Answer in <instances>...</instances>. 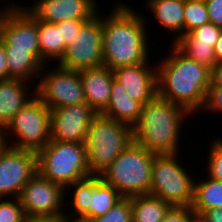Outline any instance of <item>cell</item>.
<instances>
[{
	"label": "cell",
	"mask_w": 222,
	"mask_h": 222,
	"mask_svg": "<svg viewBox=\"0 0 222 222\" xmlns=\"http://www.w3.org/2000/svg\"><path fill=\"white\" fill-rule=\"evenodd\" d=\"M112 7L109 14L102 12L103 66L114 70L122 66L153 62V58L150 59V52H153L151 47L154 45L151 40L153 34L148 31V21L150 23L153 20L128 6L126 1H116Z\"/></svg>",
	"instance_id": "1"
},
{
	"label": "cell",
	"mask_w": 222,
	"mask_h": 222,
	"mask_svg": "<svg viewBox=\"0 0 222 222\" xmlns=\"http://www.w3.org/2000/svg\"><path fill=\"white\" fill-rule=\"evenodd\" d=\"M167 48L168 52L156 61L158 96L184 107L192 115H199L210 85V70L173 43Z\"/></svg>",
	"instance_id": "2"
},
{
	"label": "cell",
	"mask_w": 222,
	"mask_h": 222,
	"mask_svg": "<svg viewBox=\"0 0 222 222\" xmlns=\"http://www.w3.org/2000/svg\"><path fill=\"white\" fill-rule=\"evenodd\" d=\"M189 117L194 116L184 107L157 95L142 106L139 120L133 126V142L156 155L182 153L181 137L185 134L184 126L190 123Z\"/></svg>",
	"instance_id": "3"
},
{
	"label": "cell",
	"mask_w": 222,
	"mask_h": 222,
	"mask_svg": "<svg viewBox=\"0 0 222 222\" xmlns=\"http://www.w3.org/2000/svg\"><path fill=\"white\" fill-rule=\"evenodd\" d=\"M132 142V126L97 114L91 121L84 142L90 175L104 173Z\"/></svg>",
	"instance_id": "4"
},
{
	"label": "cell",
	"mask_w": 222,
	"mask_h": 222,
	"mask_svg": "<svg viewBox=\"0 0 222 222\" xmlns=\"http://www.w3.org/2000/svg\"><path fill=\"white\" fill-rule=\"evenodd\" d=\"M36 154L38 173L64 189L91 176L84 143L49 141Z\"/></svg>",
	"instance_id": "5"
},
{
	"label": "cell",
	"mask_w": 222,
	"mask_h": 222,
	"mask_svg": "<svg viewBox=\"0 0 222 222\" xmlns=\"http://www.w3.org/2000/svg\"><path fill=\"white\" fill-rule=\"evenodd\" d=\"M155 155L132 142L100 176L123 197L149 194Z\"/></svg>",
	"instance_id": "6"
},
{
	"label": "cell",
	"mask_w": 222,
	"mask_h": 222,
	"mask_svg": "<svg viewBox=\"0 0 222 222\" xmlns=\"http://www.w3.org/2000/svg\"><path fill=\"white\" fill-rule=\"evenodd\" d=\"M180 155L181 153L154 156L149 194L171 206H191L196 174L192 175L193 168L192 172L188 171V164L184 167L185 154Z\"/></svg>",
	"instance_id": "7"
},
{
	"label": "cell",
	"mask_w": 222,
	"mask_h": 222,
	"mask_svg": "<svg viewBox=\"0 0 222 222\" xmlns=\"http://www.w3.org/2000/svg\"><path fill=\"white\" fill-rule=\"evenodd\" d=\"M1 133L8 146L37 153L50 141V109L35 96Z\"/></svg>",
	"instance_id": "8"
},
{
	"label": "cell",
	"mask_w": 222,
	"mask_h": 222,
	"mask_svg": "<svg viewBox=\"0 0 222 222\" xmlns=\"http://www.w3.org/2000/svg\"><path fill=\"white\" fill-rule=\"evenodd\" d=\"M45 64L36 84V96L51 110L86 103L79 71ZM56 66V67H55Z\"/></svg>",
	"instance_id": "9"
},
{
	"label": "cell",
	"mask_w": 222,
	"mask_h": 222,
	"mask_svg": "<svg viewBox=\"0 0 222 222\" xmlns=\"http://www.w3.org/2000/svg\"><path fill=\"white\" fill-rule=\"evenodd\" d=\"M102 11L86 21L66 47L58 66L74 71L103 66Z\"/></svg>",
	"instance_id": "10"
},
{
	"label": "cell",
	"mask_w": 222,
	"mask_h": 222,
	"mask_svg": "<svg viewBox=\"0 0 222 222\" xmlns=\"http://www.w3.org/2000/svg\"><path fill=\"white\" fill-rule=\"evenodd\" d=\"M21 3L6 7L0 18V39L4 46L28 50L40 61L38 20Z\"/></svg>",
	"instance_id": "11"
},
{
	"label": "cell",
	"mask_w": 222,
	"mask_h": 222,
	"mask_svg": "<svg viewBox=\"0 0 222 222\" xmlns=\"http://www.w3.org/2000/svg\"><path fill=\"white\" fill-rule=\"evenodd\" d=\"M37 172L36 152L7 146L0 155V198H18Z\"/></svg>",
	"instance_id": "12"
},
{
	"label": "cell",
	"mask_w": 222,
	"mask_h": 222,
	"mask_svg": "<svg viewBox=\"0 0 222 222\" xmlns=\"http://www.w3.org/2000/svg\"><path fill=\"white\" fill-rule=\"evenodd\" d=\"M28 218L65 212V189L42 177L38 172L24 185L19 195Z\"/></svg>",
	"instance_id": "13"
},
{
	"label": "cell",
	"mask_w": 222,
	"mask_h": 222,
	"mask_svg": "<svg viewBox=\"0 0 222 222\" xmlns=\"http://www.w3.org/2000/svg\"><path fill=\"white\" fill-rule=\"evenodd\" d=\"M98 113L87 103L50 110V141L84 143L91 121Z\"/></svg>",
	"instance_id": "14"
},
{
	"label": "cell",
	"mask_w": 222,
	"mask_h": 222,
	"mask_svg": "<svg viewBox=\"0 0 222 222\" xmlns=\"http://www.w3.org/2000/svg\"><path fill=\"white\" fill-rule=\"evenodd\" d=\"M24 7L39 21L59 23L67 20H90L99 8L100 0H33Z\"/></svg>",
	"instance_id": "15"
},
{
	"label": "cell",
	"mask_w": 222,
	"mask_h": 222,
	"mask_svg": "<svg viewBox=\"0 0 222 222\" xmlns=\"http://www.w3.org/2000/svg\"><path fill=\"white\" fill-rule=\"evenodd\" d=\"M154 63L144 62L112 70L114 78L122 84L128 97L142 105L158 95L156 61Z\"/></svg>",
	"instance_id": "16"
},
{
	"label": "cell",
	"mask_w": 222,
	"mask_h": 222,
	"mask_svg": "<svg viewBox=\"0 0 222 222\" xmlns=\"http://www.w3.org/2000/svg\"><path fill=\"white\" fill-rule=\"evenodd\" d=\"M35 96L36 86L29 81L16 78L0 80V131Z\"/></svg>",
	"instance_id": "17"
},
{
	"label": "cell",
	"mask_w": 222,
	"mask_h": 222,
	"mask_svg": "<svg viewBox=\"0 0 222 222\" xmlns=\"http://www.w3.org/2000/svg\"><path fill=\"white\" fill-rule=\"evenodd\" d=\"M84 90L86 103L98 114H101L107 107L114 74L107 67L101 66L79 71Z\"/></svg>",
	"instance_id": "18"
},
{
	"label": "cell",
	"mask_w": 222,
	"mask_h": 222,
	"mask_svg": "<svg viewBox=\"0 0 222 222\" xmlns=\"http://www.w3.org/2000/svg\"><path fill=\"white\" fill-rule=\"evenodd\" d=\"M145 13L149 12L156 20L150 25L154 29V23L159 24L160 30H165L174 35L169 41L175 42L181 35H184V2L180 0H145L144 1ZM146 9V10H145Z\"/></svg>",
	"instance_id": "19"
},
{
	"label": "cell",
	"mask_w": 222,
	"mask_h": 222,
	"mask_svg": "<svg viewBox=\"0 0 222 222\" xmlns=\"http://www.w3.org/2000/svg\"><path fill=\"white\" fill-rule=\"evenodd\" d=\"M142 106L129 98L122 84L113 78L110 100L101 114L133 127L139 120Z\"/></svg>",
	"instance_id": "20"
},
{
	"label": "cell",
	"mask_w": 222,
	"mask_h": 222,
	"mask_svg": "<svg viewBox=\"0 0 222 222\" xmlns=\"http://www.w3.org/2000/svg\"><path fill=\"white\" fill-rule=\"evenodd\" d=\"M9 79L16 78L37 84L43 64L28 50L12 49V46H4Z\"/></svg>",
	"instance_id": "21"
},
{
	"label": "cell",
	"mask_w": 222,
	"mask_h": 222,
	"mask_svg": "<svg viewBox=\"0 0 222 222\" xmlns=\"http://www.w3.org/2000/svg\"><path fill=\"white\" fill-rule=\"evenodd\" d=\"M122 198L123 196L101 176H95V187L89 195L88 209L75 222H85L104 215Z\"/></svg>",
	"instance_id": "22"
},
{
	"label": "cell",
	"mask_w": 222,
	"mask_h": 222,
	"mask_svg": "<svg viewBox=\"0 0 222 222\" xmlns=\"http://www.w3.org/2000/svg\"><path fill=\"white\" fill-rule=\"evenodd\" d=\"M197 174L194 184L193 201L191 203L193 211L203 214L210 209L222 208V182L213 180L206 175L202 179L199 173Z\"/></svg>",
	"instance_id": "23"
},
{
	"label": "cell",
	"mask_w": 222,
	"mask_h": 222,
	"mask_svg": "<svg viewBox=\"0 0 222 222\" xmlns=\"http://www.w3.org/2000/svg\"><path fill=\"white\" fill-rule=\"evenodd\" d=\"M38 42L40 62L43 65H52V62L56 64L61 60L63 57V41H61L60 29L55 23L38 20Z\"/></svg>",
	"instance_id": "24"
},
{
	"label": "cell",
	"mask_w": 222,
	"mask_h": 222,
	"mask_svg": "<svg viewBox=\"0 0 222 222\" xmlns=\"http://www.w3.org/2000/svg\"><path fill=\"white\" fill-rule=\"evenodd\" d=\"M170 207L150 194L131 196L132 222H161Z\"/></svg>",
	"instance_id": "25"
},
{
	"label": "cell",
	"mask_w": 222,
	"mask_h": 222,
	"mask_svg": "<svg viewBox=\"0 0 222 222\" xmlns=\"http://www.w3.org/2000/svg\"><path fill=\"white\" fill-rule=\"evenodd\" d=\"M94 187L95 175H91L87 178L72 183L65 189V209H69V211L68 209L65 211L72 221H76L88 209L89 195L92 194ZM68 189H72V192ZM67 195L71 197H67Z\"/></svg>",
	"instance_id": "26"
},
{
	"label": "cell",
	"mask_w": 222,
	"mask_h": 222,
	"mask_svg": "<svg viewBox=\"0 0 222 222\" xmlns=\"http://www.w3.org/2000/svg\"><path fill=\"white\" fill-rule=\"evenodd\" d=\"M186 56L211 70L216 64L214 46L198 42H173Z\"/></svg>",
	"instance_id": "27"
},
{
	"label": "cell",
	"mask_w": 222,
	"mask_h": 222,
	"mask_svg": "<svg viewBox=\"0 0 222 222\" xmlns=\"http://www.w3.org/2000/svg\"><path fill=\"white\" fill-rule=\"evenodd\" d=\"M206 146H210L205 152L207 160L205 161L204 167L206 176L213 180L222 182V137L214 136L213 139ZM208 153V154H207Z\"/></svg>",
	"instance_id": "28"
},
{
	"label": "cell",
	"mask_w": 222,
	"mask_h": 222,
	"mask_svg": "<svg viewBox=\"0 0 222 222\" xmlns=\"http://www.w3.org/2000/svg\"><path fill=\"white\" fill-rule=\"evenodd\" d=\"M209 22L206 3L189 0L184 2V35Z\"/></svg>",
	"instance_id": "29"
},
{
	"label": "cell",
	"mask_w": 222,
	"mask_h": 222,
	"mask_svg": "<svg viewBox=\"0 0 222 222\" xmlns=\"http://www.w3.org/2000/svg\"><path fill=\"white\" fill-rule=\"evenodd\" d=\"M221 31V27L215 26L213 23L209 22L195 28L185 35H181L175 42H198L212 44L214 46L219 39Z\"/></svg>",
	"instance_id": "30"
},
{
	"label": "cell",
	"mask_w": 222,
	"mask_h": 222,
	"mask_svg": "<svg viewBox=\"0 0 222 222\" xmlns=\"http://www.w3.org/2000/svg\"><path fill=\"white\" fill-rule=\"evenodd\" d=\"M85 222H132L131 197H123L104 215Z\"/></svg>",
	"instance_id": "31"
},
{
	"label": "cell",
	"mask_w": 222,
	"mask_h": 222,
	"mask_svg": "<svg viewBox=\"0 0 222 222\" xmlns=\"http://www.w3.org/2000/svg\"><path fill=\"white\" fill-rule=\"evenodd\" d=\"M0 222H27L19 198H0Z\"/></svg>",
	"instance_id": "32"
},
{
	"label": "cell",
	"mask_w": 222,
	"mask_h": 222,
	"mask_svg": "<svg viewBox=\"0 0 222 222\" xmlns=\"http://www.w3.org/2000/svg\"><path fill=\"white\" fill-rule=\"evenodd\" d=\"M200 115L207 113L219 115L222 117V87L209 85L205 97V102L202 109L199 111ZM221 114V115H220Z\"/></svg>",
	"instance_id": "33"
},
{
	"label": "cell",
	"mask_w": 222,
	"mask_h": 222,
	"mask_svg": "<svg viewBox=\"0 0 222 222\" xmlns=\"http://www.w3.org/2000/svg\"><path fill=\"white\" fill-rule=\"evenodd\" d=\"M86 21L88 20H67L56 23V26L60 29L61 41H63V55L66 47L73 41L75 34Z\"/></svg>",
	"instance_id": "34"
},
{
	"label": "cell",
	"mask_w": 222,
	"mask_h": 222,
	"mask_svg": "<svg viewBox=\"0 0 222 222\" xmlns=\"http://www.w3.org/2000/svg\"><path fill=\"white\" fill-rule=\"evenodd\" d=\"M191 206H171L161 222H191Z\"/></svg>",
	"instance_id": "35"
},
{
	"label": "cell",
	"mask_w": 222,
	"mask_h": 222,
	"mask_svg": "<svg viewBox=\"0 0 222 222\" xmlns=\"http://www.w3.org/2000/svg\"><path fill=\"white\" fill-rule=\"evenodd\" d=\"M206 6L210 22L222 28V0H208Z\"/></svg>",
	"instance_id": "36"
},
{
	"label": "cell",
	"mask_w": 222,
	"mask_h": 222,
	"mask_svg": "<svg viewBox=\"0 0 222 222\" xmlns=\"http://www.w3.org/2000/svg\"><path fill=\"white\" fill-rule=\"evenodd\" d=\"M27 222H72L65 212L56 215L35 216L27 219Z\"/></svg>",
	"instance_id": "37"
},
{
	"label": "cell",
	"mask_w": 222,
	"mask_h": 222,
	"mask_svg": "<svg viewBox=\"0 0 222 222\" xmlns=\"http://www.w3.org/2000/svg\"><path fill=\"white\" fill-rule=\"evenodd\" d=\"M9 79V69L5 55L4 42L0 39V80Z\"/></svg>",
	"instance_id": "38"
},
{
	"label": "cell",
	"mask_w": 222,
	"mask_h": 222,
	"mask_svg": "<svg viewBox=\"0 0 222 222\" xmlns=\"http://www.w3.org/2000/svg\"><path fill=\"white\" fill-rule=\"evenodd\" d=\"M210 85L222 87V62L216 63L210 70Z\"/></svg>",
	"instance_id": "39"
},
{
	"label": "cell",
	"mask_w": 222,
	"mask_h": 222,
	"mask_svg": "<svg viewBox=\"0 0 222 222\" xmlns=\"http://www.w3.org/2000/svg\"><path fill=\"white\" fill-rule=\"evenodd\" d=\"M203 216L208 222H222V208L207 210L203 213Z\"/></svg>",
	"instance_id": "40"
},
{
	"label": "cell",
	"mask_w": 222,
	"mask_h": 222,
	"mask_svg": "<svg viewBox=\"0 0 222 222\" xmlns=\"http://www.w3.org/2000/svg\"><path fill=\"white\" fill-rule=\"evenodd\" d=\"M214 54L216 63L222 62V31L220 33L219 39L214 45Z\"/></svg>",
	"instance_id": "41"
},
{
	"label": "cell",
	"mask_w": 222,
	"mask_h": 222,
	"mask_svg": "<svg viewBox=\"0 0 222 222\" xmlns=\"http://www.w3.org/2000/svg\"><path fill=\"white\" fill-rule=\"evenodd\" d=\"M191 222H208L207 219L203 216V214H199L194 212L192 214Z\"/></svg>",
	"instance_id": "42"
},
{
	"label": "cell",
	"mask_w": 222,
	"mask_h": 222,
	"mask_svg": "<svg viewBox=\"0 0 222 222\" xmlns=\"http://www.w3.org/2000/svg\"><path fill=\"white\" fill-rule=\"evenodd\" d=\"M7 146L8 143L6 142L5 138L2 136V133L0 131V155Z\"/></svg>",
	"instance_id": "43"
},
{
	"label": "cell",
	"mask_w": 222,
	"mask_h": 222,
	"mask_svg": "<svg viewBox=\"0 0 222 222\" xmlns=\"http://www.w3.org/2000/svg\"><path fill=\"white\" fill-rule=\"evenodd\" d=\"M9 1L7 3V1L4 3V6H2V8L0 9V18L2 17V14L4 13L6 7L9 5ZM4 7V8H3Z\"/></svg>",
	"instance_id": "44"
},
{
	"label": "cell",
	"mask_w": 222,
	"mask_h": 222,
	"mask_svg": "<svg viewBox=\"0 0 222 222\" xmlns=\"http://www.w3.org/2000/svg\"><path fill=\"white\" fill-rule=\"evenodd\" d=\"M189 1H197V2H203V3H207L208 0H189Z\"/></svg>",
	"instance_id": "45"
}]
</instances>
